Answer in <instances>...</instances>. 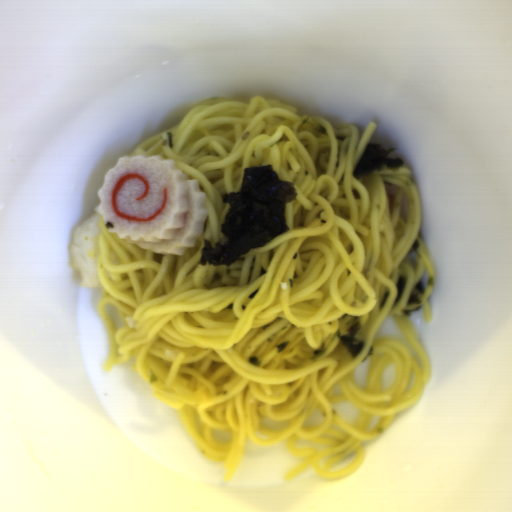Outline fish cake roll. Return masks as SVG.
I'll list each match as a JSON object with an SVG mask.
<instances>
[{
	"label": "fish cake roll",
	"instance_id": "fish-cake-roll-3",
	"mask_svg": "<svg viewBox=\"0 0 512 512\" xmlns=\"http://www.w3.org/2000/svg\"><path fill=\"white\" fill-rule=\"evenodd\" d=\"M408 212H409V206H408V202L404 196L402 199L401 208H400V217L402 219H404L405 221L408 218Z\"/></svg>",
	"mask_w": 512,
	"mask_h": 512
},
{
	"label": "fish cake roll",
	"instance_id": "fish-cake-roll-1",
	"mask_svg": "<svg viewBox=\"0 0 512 512\" xmlns=\"http://www.w3.org/2000/svg\"><path fill=\"white\" fill-rule=\"evenodd\" d=\"M174 159L120 157L106 172L94 211L118 239L156 255L180 257L195 246L209 215L207 192Z\"/></svg>",
	"mask_w": 512,
	"mask_h": 512
},
{
	"label": "fish cake roll",
	"instance_id": "fish-cake-roll-2",
	"mask_svg": "<svg viewBox=\"0 0 512 512\" xmlns=\"http://www.w3.org/2000/svg\"><path fill=\"white\" fill-rule=\"evenodd\" d=\"M385 188L387 192V197L389 199V211H392L394 209L395 200L399 187L391 183H386Z\"/></svg>",
	"mask_w": 512,
	"mask_h": 512
}]
</instances>
